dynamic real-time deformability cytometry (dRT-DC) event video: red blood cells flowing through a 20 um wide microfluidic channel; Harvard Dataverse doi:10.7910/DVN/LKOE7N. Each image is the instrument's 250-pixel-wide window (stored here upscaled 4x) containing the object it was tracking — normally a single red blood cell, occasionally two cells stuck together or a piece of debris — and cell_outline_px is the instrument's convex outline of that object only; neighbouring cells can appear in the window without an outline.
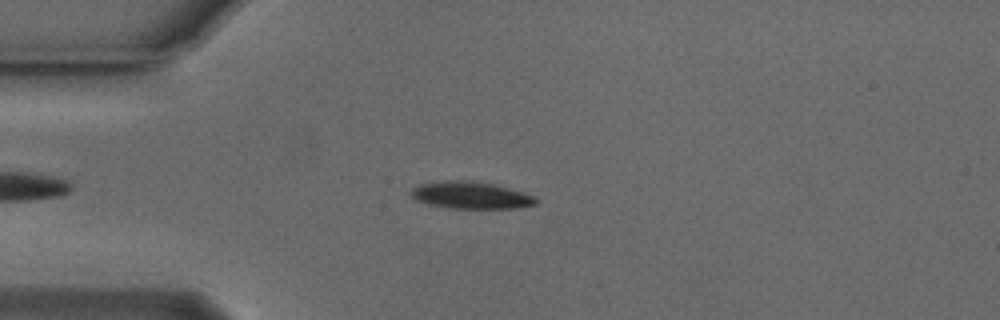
{"species": "Egyptian fruit bat (a non-hibernating species)", "species_latin": "Rousettus aegyptiacus", "temperature_condition": "cold", "stored_images_in_passage": 50, "camera_frame_rate_fps": 3000, "um_per_image_px": 0.085, "animal": {"sex": "male"}, "frame": {"image": 1, "passage_image": 10, "time_ms": 3.0, "image_size_px": [1000, 320], "cell_outline_px": [[540, 200], [536, 204], [516, 208], [448, 208], [428, 204], [416, 200], [408, 192], [412, 188], [420, 184], [440, 180], [468, 180], [492, 184], [524, 192], [536, 196]], "centroid_in_image_um": [40.01, 16.59], "position_along_channel_um": 45.0, "area_um2": 19.88}}
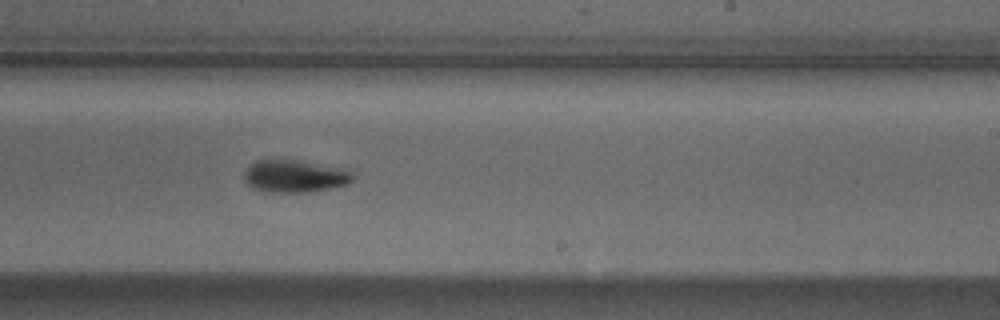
{"frame": {"image": 2, "passage_image": 29, "time_ms": 9.333, "image_size_px": [1000, 320], "cell_outline_px": [[356, 176], [348, 184], [308, 192], [264, 192], [252, 188], [244, 180], [244, 172], [256, 160], [280, 156], [348, 168]], "centroid_in_image_um": [25.06, 14.92], "position_along_channel_um": 263.9, "area_um2": 21.56}}
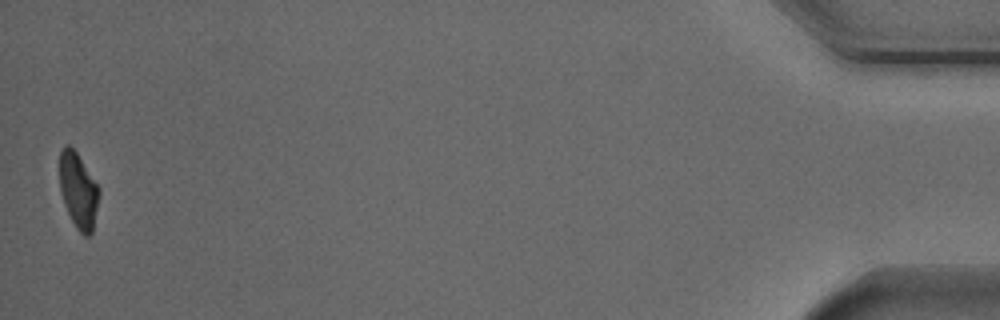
{"frame": {"image": 3, "passage_image": 50, "time_ms": 16.333, "image_size_px": [1000, 320], "cell_outline_px": [[100, 192], [92, 232], [88, 236], [84, 236], [76, 228], [64, 204], [60, 192], [60, 152], [64, 144], [68, 144], [76, 152], [100, 188]], "centroid_in_image_um": [6.65, 16.19], "position_along_channel_um": 428.5, "area_um2": 17.22}, "authors_computed_cell_mechanics": {"area_um2": 19.2763, "velocity_mm_per_s": 3.7512, "shape_relaxation_time_tau1_ms": 3.4802, "shape_relaxation_time_tau2_ms": null, "deformation_change_tau1": 0.1396, "deformation_change_tau2": null}}